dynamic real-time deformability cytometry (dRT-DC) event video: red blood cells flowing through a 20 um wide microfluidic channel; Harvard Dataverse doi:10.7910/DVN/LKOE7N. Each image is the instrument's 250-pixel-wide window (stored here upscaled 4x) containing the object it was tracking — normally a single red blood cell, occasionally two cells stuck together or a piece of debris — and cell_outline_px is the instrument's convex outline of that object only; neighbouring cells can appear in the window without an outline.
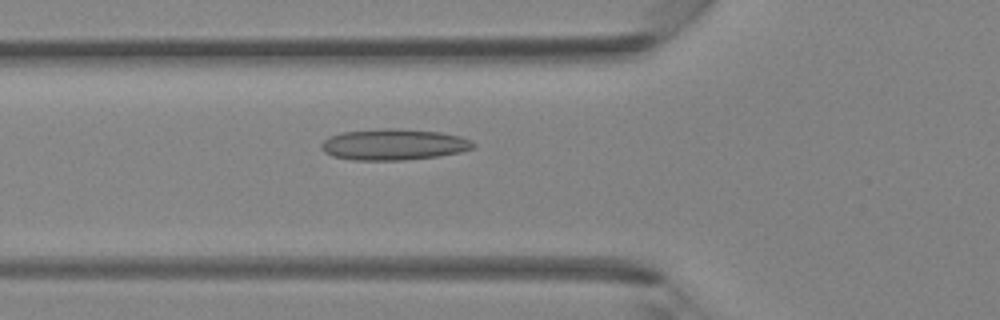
{"species": "Egyptian fruit bat (a non-hibernating species)", "species_latin": "Rousettus aegyptiacus", "temperature_condition": "room temperature", "stored_images_in_passage": 40, "camera_frame_rate_fps": 3000, "um_per_image_px": 0.085, "animal": {"sex": "female"}, "frame": {"image": 1, "passage_image": 14, "time_ms": 4.333, "image_size_px": [1000, 320], "cell_outline_px": [[476, 144], [472, 148], [460, 152], [440, 156], [404, 160], [352, 160], [332, 156], [324, 152], [320, 148], [320, 144], [324, 140], [340, 132], [384, 128], [400, 128], [440, 132], [460, 136], [472, 140]], "centroid_in_image_um": [33.46, 12.28], "position_along_channel_um": 92.3, "area_um2": 27.8}}
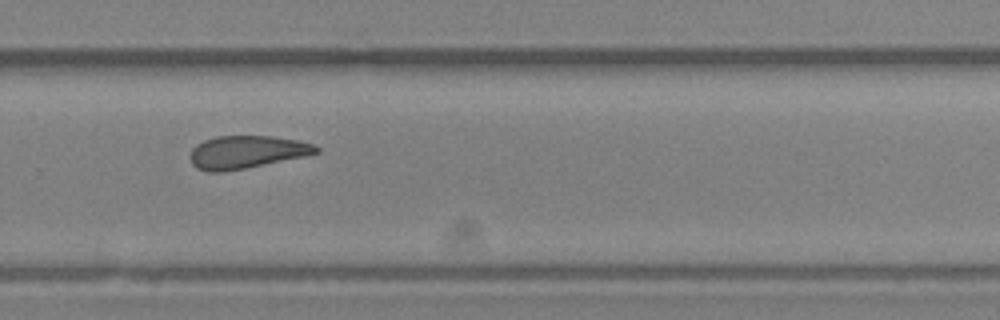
{"frame": {"image": 2, "passage_image": 27, "time_ms": 8.667, "image_size_px": [1000, 320], "cell_outline_px": [[320, 152], [304, 156], [244, 168], [220, 172], [208, 172], [196, 168], [192, 164], [192, 148], [196, 144], [204, 140], [216, 136], [272, 136], [296, 140], [312, 144], [320, 148]], "centroid_in_image_um": [20.95, 12.92], "position_along_channel_um": 308.9, "area_um2": 23.76}}
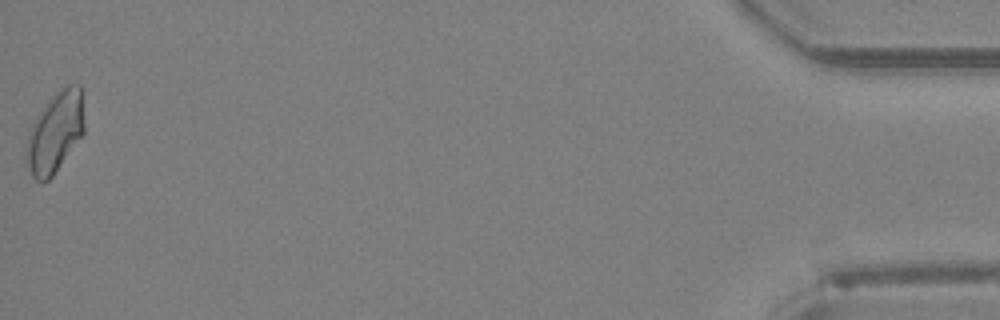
{"frame": {"image": 3, "passage_image": 40, "time_ms": 13.0, "image_size_px": [1000, 320], "cell_outline_px": [[84, 132], [52, 176], [48, 180], [40, 184], [32, 176], [28, 168], [28, 136], [32, 124], [36, 116], [44, 104], [56, 92], [68, 84], [80, 84], [84, 124]], "centroid_in_image_um": [4.69, 11.23], "position_along_channel_um": 430.5, "area_um2": 26.65}}